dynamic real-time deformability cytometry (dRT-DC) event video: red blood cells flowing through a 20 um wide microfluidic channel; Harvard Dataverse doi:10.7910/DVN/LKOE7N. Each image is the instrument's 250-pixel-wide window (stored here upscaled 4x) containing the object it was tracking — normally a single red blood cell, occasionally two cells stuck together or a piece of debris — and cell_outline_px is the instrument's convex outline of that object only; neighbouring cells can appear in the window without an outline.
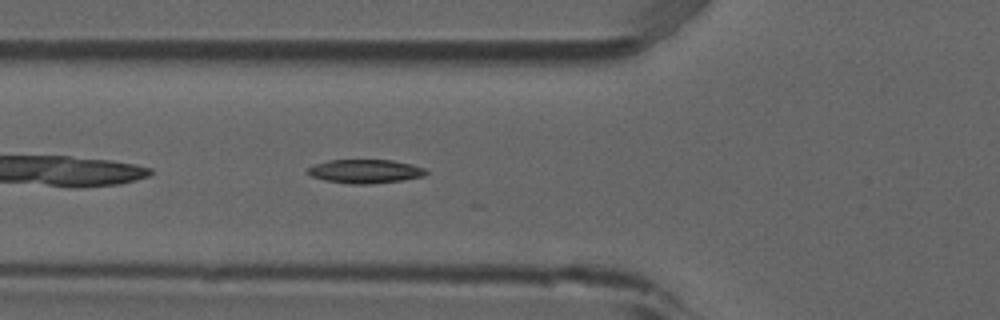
{"species": "common noctule bat (a hibernating species)", "species_latin": "Nyctalus noctula", "temperature_condition": "room temperature", "stored_images_in_passage": 6, "camera_frame_rate_fps": 3000, "um_per_image_px": 0.085, "animal": {"sex": "male", "forearm_length_mm": 52.5}, "frame": {"image": 1, "passage_image": 6, "time_ms": 1.667, "image_size_px": [1000, 320], "cell_outline_px": [[428, 172], [424, 176], [400, 180], [372, 184], [348, 184], [324, 180], [312, 176], [308, 172], [308, 168], [312, 164], [328, 160], [392, 160], [412, 164], [424, 168]], "centroid_in_image_um": [31.02, 14.56], "position_along_channel_um": 94.8, "area_um2": 16.42}}